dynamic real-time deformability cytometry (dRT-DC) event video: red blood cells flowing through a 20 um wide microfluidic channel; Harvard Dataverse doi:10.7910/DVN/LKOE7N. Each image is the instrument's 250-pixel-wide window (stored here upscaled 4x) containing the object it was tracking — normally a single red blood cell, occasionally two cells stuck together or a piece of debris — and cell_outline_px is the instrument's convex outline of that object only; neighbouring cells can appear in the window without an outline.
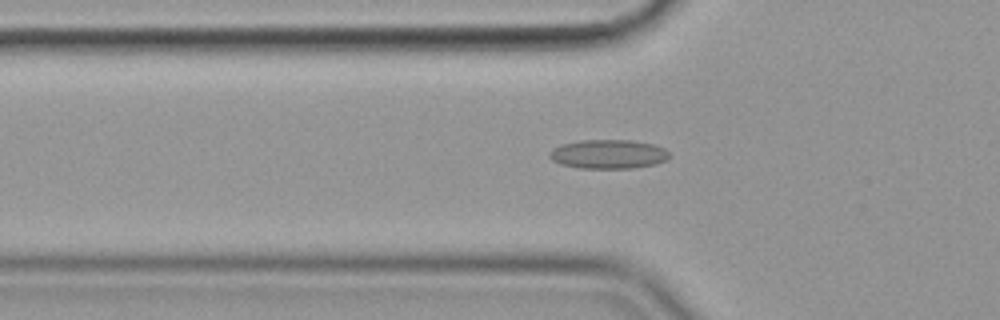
{"species": "common noctule bat (a hibernating species)", "species_latin": "Nyctalus noctula", "temperature_condition": "cold", "stored_images_in_passage": 53, "camera_frame_rate_fps": 3000, "um_per_image_px": 0.085, "animal": {"sex": "female", "body_mass_g": 19.9}, "frame": {"image": 1, "passage_image": 19, "time_ms": 6.0, "image_size_px": [1000, 320], "cell_outline_px": [[672, 156], [668, 160], [656, 164], [632, 168], [576, 168], [560, 164], [552, 160], [548, 156], [548, 152], [552, 148], [560, 144], [580, 140], [632, 140], [652, 144], [664, 148]], "centroid_in_image_um": [51.69, 13.1], "position_along_channel_um": 74.1, "area_um2": 20.63}}
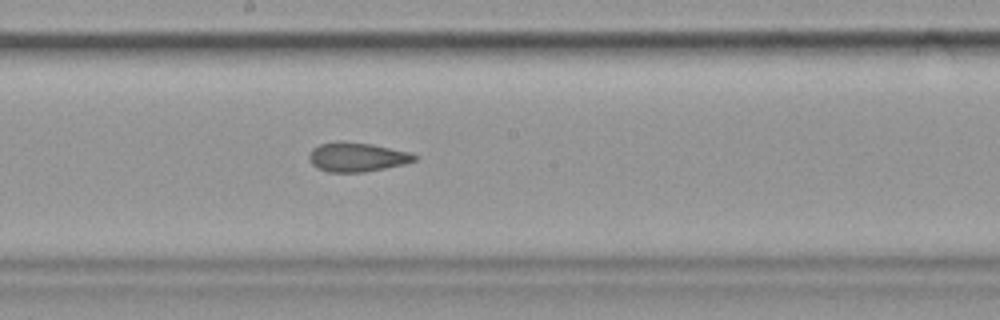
{"frame": {"image": 2, "passage_image": 31, "time_ms": 10.0, "image_size_px": [1000, 320], "cell_outline_px": [[420, 156], [416, 160], [404, 164], [364, 172], [328, 172], [316, 168], [308, 160], [308, 156], [312, 148], [320, 144], [336, 140], [340, 140], [372, 144], [412, 152]], "centroid_in_image_um": [30.34, 13.33], "position_along_channel_um": 217.9, "area_um2": 18.32}}
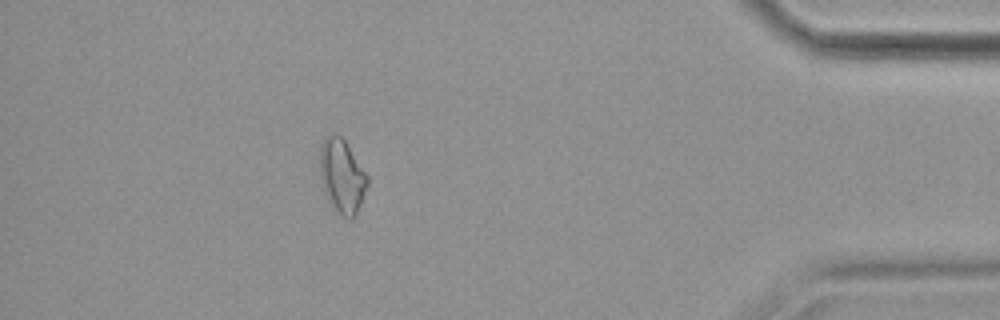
{"frame": {"image": 3, "passage_image": 47, "time_ms": 15.333, "image_size_px": [1000, 320], "cell_outline_px": [[368, 184], [356, 216], [352, 220], [348, 220], [340, 216], [332, 208], [324, 192], [320, 180], [320, 144], [324, 136], [340, 136], [344, 140], [368, 176]], "centroid_in_image_um": [29.05, 15.04], "position_along_channel_um": 406.1, "area_um2": 20.63}, "authors_computed_cell_mechanics": {"area_um2": 19.4786, "velocity_mm_per_s": 3.585, "shape_relaxation_time_tau1_ms": null, "shape_relaxation_time_tau2_ms": 2.4625, "deformation_change_tau1": null, "deformation_change_tau2": 0.1054}}